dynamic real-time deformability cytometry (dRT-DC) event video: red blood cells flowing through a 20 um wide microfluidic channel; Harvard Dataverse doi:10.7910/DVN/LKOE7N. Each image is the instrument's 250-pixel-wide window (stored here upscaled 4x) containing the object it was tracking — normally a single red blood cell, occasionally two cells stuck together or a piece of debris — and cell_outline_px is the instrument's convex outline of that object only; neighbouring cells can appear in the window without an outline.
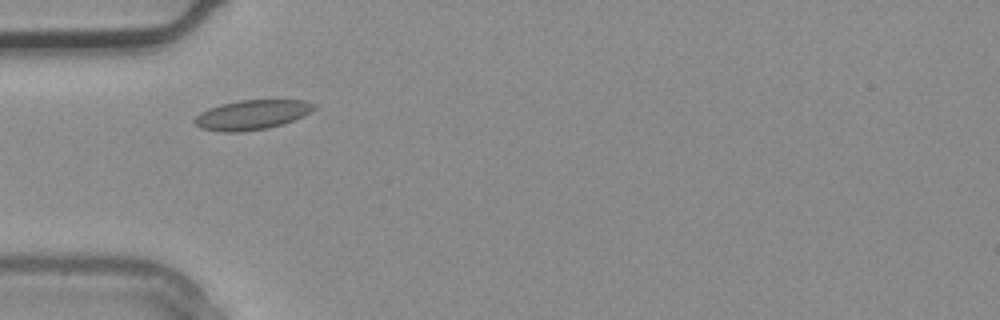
{"species": "common noctule bat (a hibernating species)", "species_latin": "Nyctalus noctula", "temperature_condition": "warm", "stored_images_in_passage": 2, "camera_frame_rate_fps": 3000, "um_per_image_px": 0.085, "animal": {"sex": "male", "body_mass_g": 20.4}, "frame": {"image": 1, "passage_image": 2, "time_ms": 0.333, "image_size_px": [1000, 320], "cell_outline_px": [[316, 108], [312, 112], [304, 116], [284, 124], [268, 128], [240, 132], [220, 132], [200, 128], [192, 120], [200, 112], [208, 108], [220, 104], [240, 100], [304, 100], [316, 104]], "centroid_in_image_um": [21.42, 9.76], "position_along_channel_um": 63.6, "area_um2": 20.92}}